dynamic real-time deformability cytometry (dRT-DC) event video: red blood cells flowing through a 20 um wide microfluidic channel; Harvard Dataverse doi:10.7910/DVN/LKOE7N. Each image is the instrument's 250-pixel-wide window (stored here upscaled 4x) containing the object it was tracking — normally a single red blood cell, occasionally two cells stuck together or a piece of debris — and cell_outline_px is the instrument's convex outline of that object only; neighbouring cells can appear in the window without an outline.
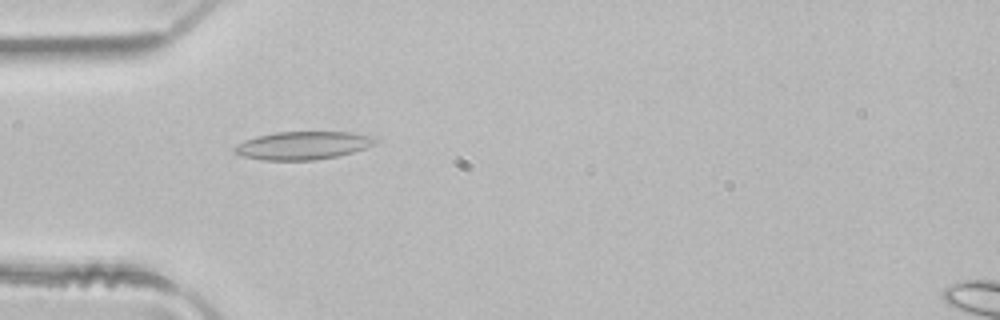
{"species": "common noctule bat (a hibernating species)", "species_latin": "Nyctalus noctula", "temperature_condition": "room temperature", "stored_images_in_passage": 35, "camera_frame_rate_fps": 3000, "um_per_image_px": 0.085, "animal": {"sex": "male", "body_mass_g": 21.5, "forearm_length_mm": 52.0}, "frame": {"image": 1, "passage_image": 1, "time_ms": 0.0, "image_size_px": [1000, 320], "cell_outline_px": [[376, 140], [372, 144], [364, 148], [340, 156], [312, 160], [260, 160], [240, 156], [232, 152], [232, 148], [236, 144], [244, 140], [256, 136], [276, 132], [352, 132], [372, 136]], "centroid_in_image_um": [25.65, 12.37], "position_along_channel_um": 59.4, "area_um2": 23.12}}
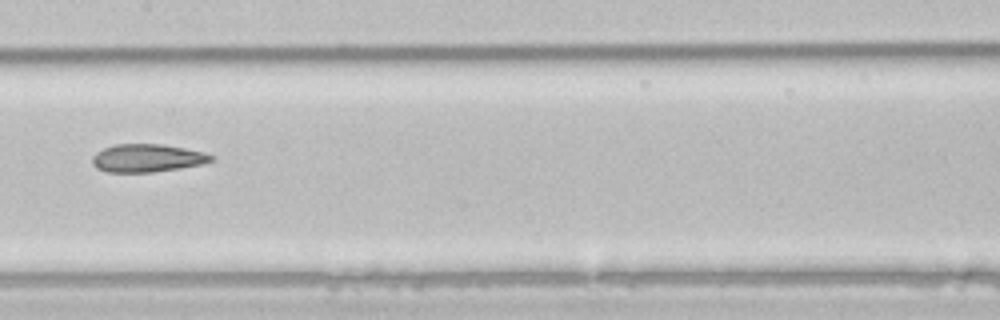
{"frame": {"image": 2, "passage_image": 11, "time_ms": 3.333, "image_size_px": [1000, 320], "cell_outline_px": [[216, 156], [212, 160], [204, 164], [180, 168], [152, 172], [108, 172], [96, 168], [92, 164], [92, 156], [96, 152], [104, 148], [116, 144], [160, 144], [184, 148], [204, 152]], "centroid_in_image_um": [12.51, 13.44], "position_along_channel_um": 194.9, "area_um2": 19.42}}
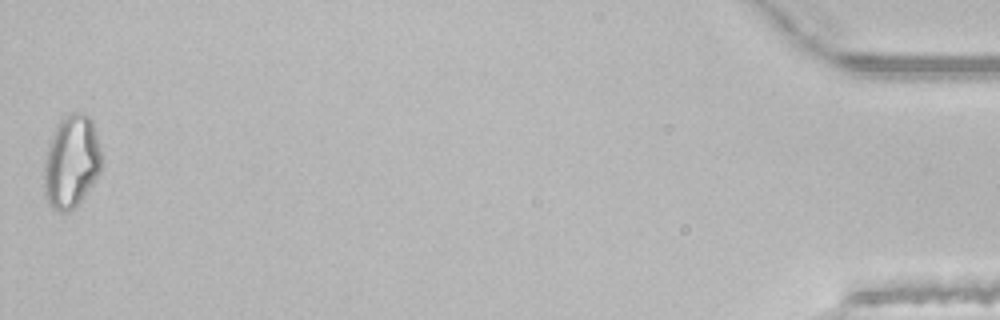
{"frame": {"image": 3, "passage_image": 35, "time_ms": 11.333, "image_size_px": [1000, 320], "cell_outline_px": [[100, 172], [80, 200], [68, 212], [60, 212], [52, 208], [48, 204], [44, 192], [44, 164], [48, 144], [60, 120], [72, 112], [80, 112], [88, 116], [92, 120], [100, 152]], "centroid_in_image_um": [6.03, 13.75], "position_along_channel_um": 429.2, "area_um2": 30.52}, "authors_computed_cell_mechanics": {"area_um2": 20.519, "velocity_mm_per_s": 4.1468, "shape_relaxation_time_tau1_ms": null, "shape_relaxation_time_tau2_ms": 2.6607, "deformation_change_tau1": null, "deformation_change_tau2": 0.1137}}